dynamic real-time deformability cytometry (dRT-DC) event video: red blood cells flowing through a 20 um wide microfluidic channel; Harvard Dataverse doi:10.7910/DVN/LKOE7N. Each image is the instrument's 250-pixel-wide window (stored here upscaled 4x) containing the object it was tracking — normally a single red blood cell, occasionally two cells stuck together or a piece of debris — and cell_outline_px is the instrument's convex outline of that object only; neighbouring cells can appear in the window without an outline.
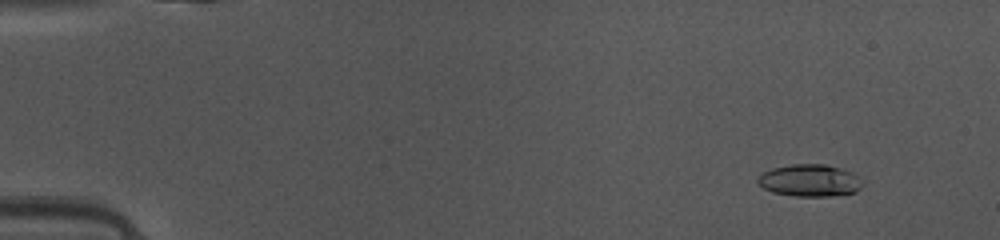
{"species": "common noctule bat (a hibernating species)", "species_latin": "Nyctalus noctula", "temperature_condition": "warm", "stored_images_in_passage": 47, "camera_frame_rate_fps": 3000, "um_per_image_px": 0.085, "animal": {"sex": "female", "body_mass_g": 10.0, "forearm_length_mm": 53.1}, "frame": {"image": 1, "passage_image": 3, "time_ms": 0.667, "image_size_px": [1000, 240], "cell_outline_px": [[864, 184], [856, 192], [832, 196], [796, 196], [772, 192], [764, 188], [756, 180], [764, 172], [772, 168], [792, 164], [824, 164], [840, 168], [852, 172], [864, 180]], "centroid_in_image_um": [68.88, 15.34], "position_along_channel_um": 16.1, "area_um2": 19.65}}
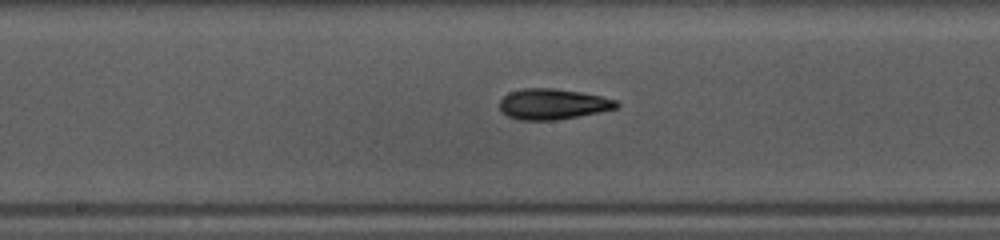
{"frame": {"image": 2, "passage_image": 24, "time_ms": 7.667, "image_size_px": [1000, 240], "cell_outline_px": [[620, 104], [616, 108], [600, 112], [556, 120], [524, 120], [508, 116], [500, 108], [500, 100], [508, 92], [524, 88], [552, 88], [580, 92], [600, 96], [616, 100]], "centroid_in_image_um": [46.99, 8.84], "position_along_channel_um": 201.2, "area_um2": 20.69}}
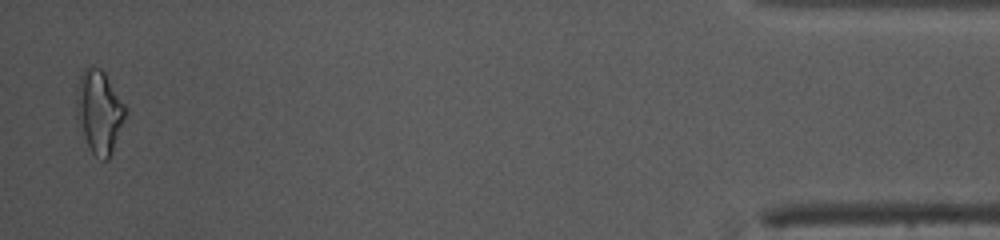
{"frame": {"image": 3, "passage_image": 46, "time_ms": 15.0, "image_size_px": [1000, 240], "cell_outline_px": [[128, 112], [112, 152], [108, 160], [104, 160], [96, 156], [92, 152], [76, 120], [76, 100], [80, 76], [84, 68], [92, 64], [100, 68], [104, 72], [128, 108]], "centroid_in_image_um": [8.45, 9.47], "position_along_channel_um": 426.7, "area_um2": 23.81}, "authors_computed_cell_mechanics": {"area_um2": 20.1722, "velocity_mm_per_s": 4.1555, "shape_relaxation_time_tau1_ms": 5.1695, "shape_relaxation_time_tau2_ms": 1.6239, "deformation_change_tau1": 0.1607, "deformation_change_tau2": 0.0903}}